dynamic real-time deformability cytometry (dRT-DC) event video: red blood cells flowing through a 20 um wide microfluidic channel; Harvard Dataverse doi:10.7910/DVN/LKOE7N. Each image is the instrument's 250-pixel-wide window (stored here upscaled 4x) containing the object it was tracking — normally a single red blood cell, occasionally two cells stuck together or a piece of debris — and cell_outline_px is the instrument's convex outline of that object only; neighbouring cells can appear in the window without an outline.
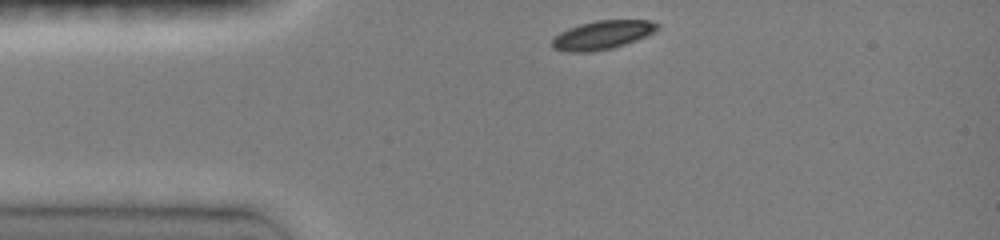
{"species": "common noctule bat (a hibernating species)", "species_latin": "Nyctalus noctula", "temperature_condition": "room temperature", "stored_images_in_passage": 32, "camera_frame_rate_fps": 3000, "um_per_image_px": 0.085, "animal": {"sex": "female", "body_mass_g": 19.0, "forearm_length_mm": 51.5}, "frame": {"image": 1, "passage_image": 1, "time_ms": 0.0, "image_size_px": [1000, 240], "cell_outline_px": [[660, 28], [636, 40], [612, 48], [592, 52], [564, 52], [552, 48], [552, 40], [560, 32], [568, 28], [580, 24], [596, 20], [652, 20], [660, 24]], "centroid_in_image_um": [51.19, 2.97], "position_along_channel_um": 33.8, "area_um2": 17.63}}
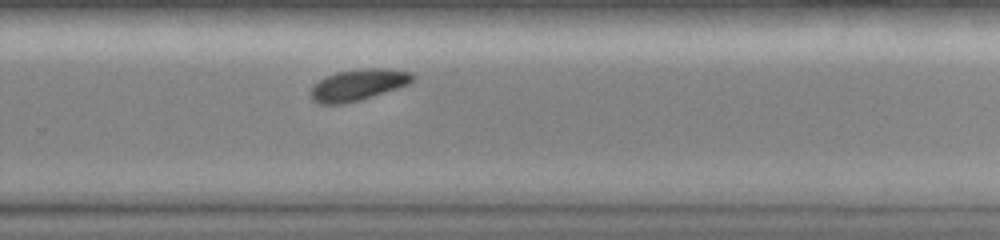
{"frame": {"image": 2, "passage_image": 23, "time_ms": 7.333, "image_size_px": [1000, 240], "cell_outline_px": [[416, 76], [408, 84], [360, 100], [344, 104], [320, 104], [312, 100], [308, 96], [308, 92], [312, 84], [336, 72], [360, 68], [388, 68], [412, 72]], "centroid_in_image_um": [30.39, 7.21], "position_along_channel_um": 299.4, "area_um2": 18.84}}
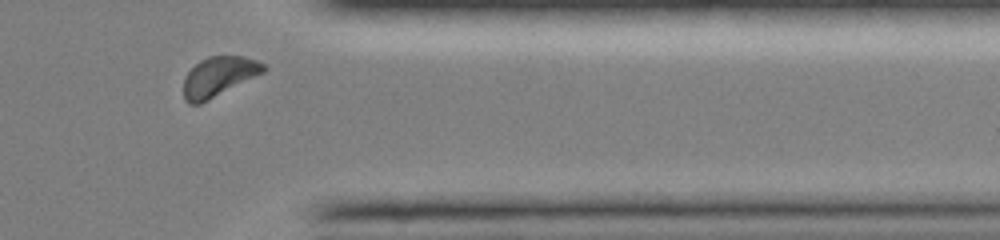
{"frame": {"image": 3, "passage_image": 30, "time_ms": 9.667, "image_size_px": [1000, 240], "cell_outline_px": [[268, 68], [264, 72], [200, 104], [188, 104], [184, 100], [184, 80], [188, 72], [200, 60], [208, 56], [244, 56], [256, 60], [264, 64]], "centroid_in_image_um": [18.59, 6.51], "position_along_channel_um": 392.8, "area_um2": 18.32}, "authors_computed_cell_mechanics": {"area_um2": 19.1029, "velocity_mm_per_s": 4.0571, "shape_relaxation_time_tau1_ms": 1.315, "shape_relaxation_time_tau2_ms": null, "deformation_change_tau1": 0.1107, "deformation_change_tau2": null}}